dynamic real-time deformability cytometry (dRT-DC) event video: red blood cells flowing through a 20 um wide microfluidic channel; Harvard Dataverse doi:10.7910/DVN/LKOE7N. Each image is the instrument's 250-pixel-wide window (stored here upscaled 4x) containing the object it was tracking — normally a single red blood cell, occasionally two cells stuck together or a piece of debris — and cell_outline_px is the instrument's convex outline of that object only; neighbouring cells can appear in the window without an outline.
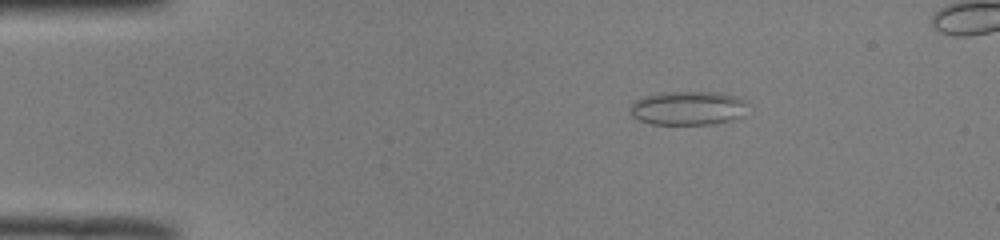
{"species": "common noctule bat (a hibernating species)", "species_latin": "Nyctalus noctula", "temperature_condition": "room temperature", "stored_images_in_passage": 42, "camera_frame_rate_fps": 3000, "um_per_image_px": 0.085, "animal": {"sex": "male", "body_mass_g": 19.0, "forearm_length_mm": 50.8}, "frame": {"image": 1, "passage_image": 1, "time_ms": 0.0, "image_size_px": [1000, 240], "cell_outline_px": [[748, 100], [744, 116], [732, 120], [708, 124], [652, 124], [640, 120], [632, 116], [628, 108], [636, 100], [648, 96], [668, 92], [720, 92], [736, 96]], "centroid_in_image_um": [58.53, 9.19], "position_along_channel_um": 26.5, "area_um2": 23.29}}
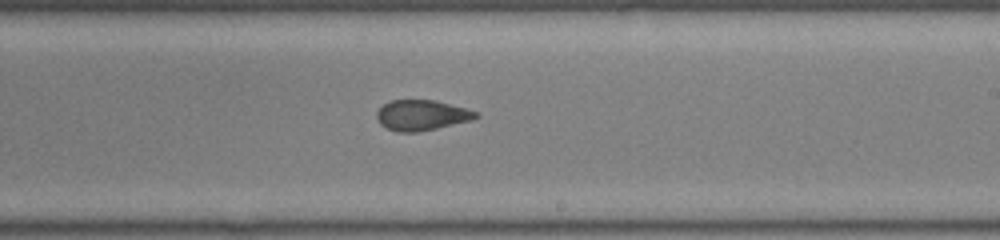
{"frame": {"image": 2, "passage_image": 23, "time_ms": 7.333, "image_size_px": [1000, 240], "cell_outline_px": [[480, 116], [472, 120], [436, 128], [416, 132], [400, 132], [388, 128], [380, 124], [376, 116], [376, 112], [384, 104], [392, 100], [436, 100], [464, 108], [476, 112]], "centroid_in_image_um": [35.83, 9.79], "position_along_channel_um": 253.2, "area_um2": 17.34}}
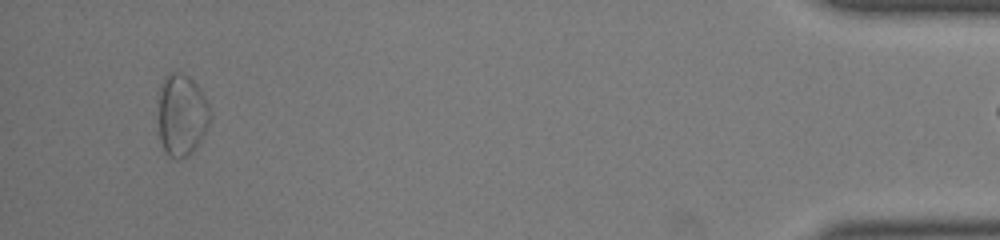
{"frame": {"image": 3, "passage_image": 41, "time_ms": 13.333, "image_size_px": [1000, 240], "cell_outline_px": [[208, 124], [204, 136], [192, 152], [188, 156], [168, 156], [160, 140], [160, 84], [164, 76], [168, 72], [180, 72], [188, 76], [200, 88], [208, 104]], "centroid_in_image_um": [15.45, 9.73], "position_along_channel_um": 419.8, "area_um2": 24.16}}